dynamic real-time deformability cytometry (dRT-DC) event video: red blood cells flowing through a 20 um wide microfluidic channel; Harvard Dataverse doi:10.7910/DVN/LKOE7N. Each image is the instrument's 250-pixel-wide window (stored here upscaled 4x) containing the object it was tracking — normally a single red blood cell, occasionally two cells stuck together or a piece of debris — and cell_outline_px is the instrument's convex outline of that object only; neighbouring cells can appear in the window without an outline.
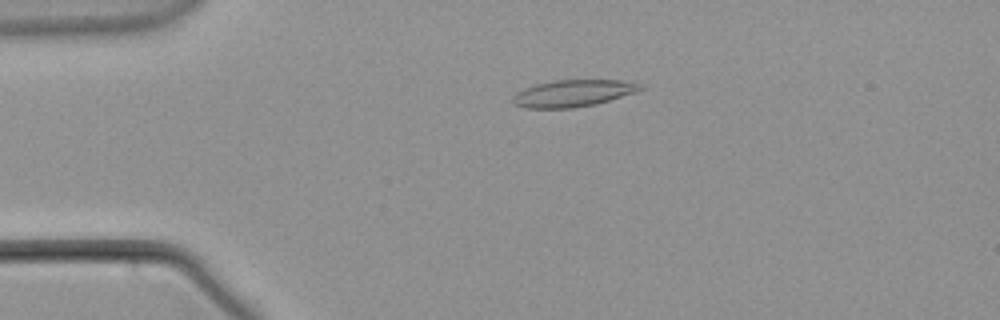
{"species": "common noctule bat (a hibernating species)", "species_latin": "Nyctalus noctula", "temperature_condition": "warm", "stored_images_in_passage": 36, "camera_frame_rate_fps": 3000, "um_per_image_px": 0.085, "animal": {"sex": "male", "body_mass_g": 21.5, "forearm_length_mm": 52.0}, "frame": {"image": 1, "passage_image": 3, "time_ms": 0.667, "image_size_px": [1000, 320], "cell_outline_px": [[644, 88], [636, 92], [596, 104], [572, 108], [524, 108], [512, 104], [512, 96], [516, 92], [524, 88], [536, 84], [556, 80], [620, 80], [644, 84]], "centroid_in_image_um": [48.69, 7.93], "position_along_channel_um": 36.3, "area_um2": 20.11}}
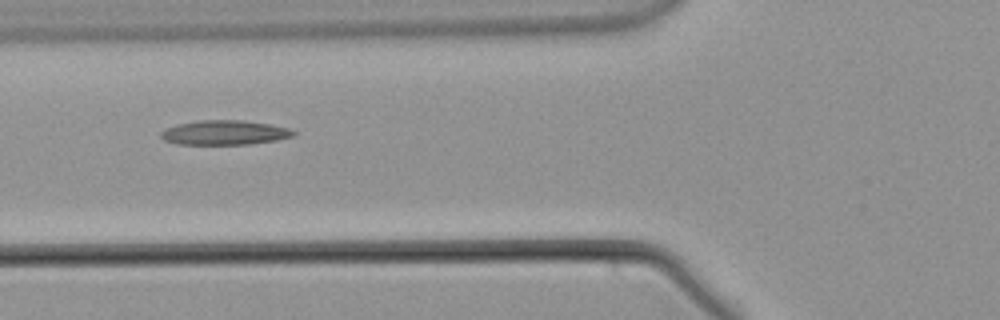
{"frame": {"image": 2, "passage_image": 12, "time_ms": 3.667, "image_size_px": [1000, 320], "cell_outline_px": [[296, 132], [292, 136], [276, 140], [248, 144], [176, 144], [164, 140], [160, 136], [160, 132], [164, 128], [176, 124], [200, 120], [244, 120], [268, 124], [288, 128]], "centroid_in_image_um": [19.02, 11.26], "position_along_channel_um": 106.8, "area_um2": 18.9}}
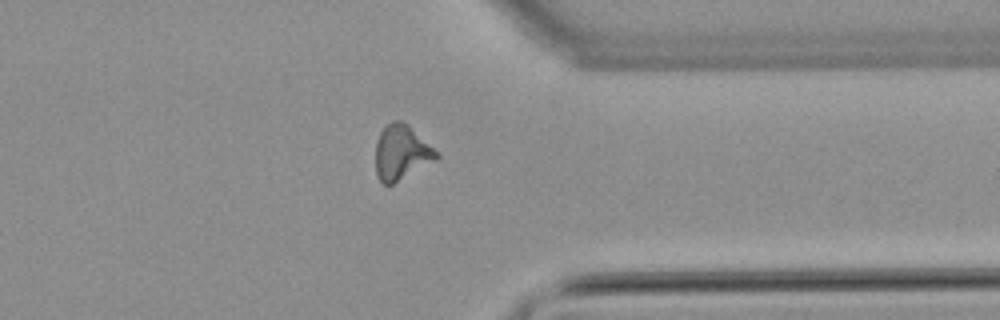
{"frame": {"image": 3, "passage_image": 35, "time_ms": 11.333, "image_size_px": [1000, 320], "cell_outline_px": [[440, 156], [436, 160], [392, 184], [384, 184], [380, 180], [376, 172], [376, 140], [380, 132], [392, 120], [400, 120], [408, 124]], "centroid_in_image_um": [34.09, 12.95], "position_along_channel_um": 377.3, "area_um2": 19.02}}